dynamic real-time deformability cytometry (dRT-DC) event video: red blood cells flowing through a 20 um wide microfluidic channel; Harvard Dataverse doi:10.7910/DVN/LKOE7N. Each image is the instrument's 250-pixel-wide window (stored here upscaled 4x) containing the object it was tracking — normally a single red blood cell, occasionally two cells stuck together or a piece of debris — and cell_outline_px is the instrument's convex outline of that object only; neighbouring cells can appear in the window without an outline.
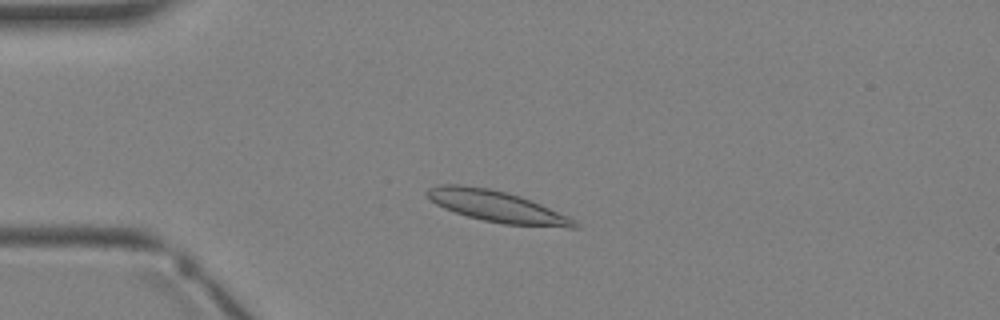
{"species": "Egyptian fruit bat (a non-hibernating species)", "species_latin": "Rousettus aegyptiacus", "temperature_condition": "warm", "stored_images_in_passage": 2, "camera_frame_rate_fps": 3000, "um_per_image_px": 0.085, "animal": {"sex": "female"}, "frame": {"image": 1, "passage_image": 1, "time_ms": 0.0, "image_size_px": [1000, 320], "cell_outline_px": [[580, 228], [568, 228], [504, 224], [484, 220], [468, 216], [444, 208], [428, 200], [424, 192], [428, 188], [440, 184], [460, 184], [488, 188], [520, 196], [540, 204], [568, 216], [576, 220], [580, 224]], "centroid_in_image_um": [42.23, 17.55], "position_along_channel_um": 42.8, "area_um2": 26.93}}